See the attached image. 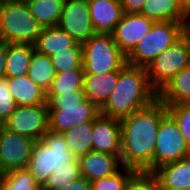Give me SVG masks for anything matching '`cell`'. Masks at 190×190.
Masks as SVG:
<instances>
[{
	"label": "cell",
	"mask_w": 190,
	"mask_h": 190,
	"mask_svg": "<svg viewBox=\"0 0 190 190\" xmlns=\"http://www.w3.org/2000/svg\"><path fill=\"white\" fill-rule=\"evenodd\" d=\"M3 172H2V170L0 169V187H1V182H2V179H3Z\"/></svg>",
	"instance_id": "b9f144b4"
},
{
	"label": "cell",
	"mask_w": 190,
	"mask_h": 190,
	"mask_svg": "<svg viewBox=\"0 0 190 190\" xmlns=\"http://www.w3.org/2000/svg\"><path fill=\"white\" fill-rule=\"evenodd\" d=\"M82 51L85 74L104 75L127 64V56L110 33H95L82 44Z\"/></svg>",
	"instance_id": "8992f818"
},
{
	"label": "cell",
	"mask_w": 190,
	"mask_h": 190,
	"mask_svg": "<svg viewBox=\"0 0 190 190\" xmlns=\"http://www.w3.org/2000/svg\"><path fill=\"white\" fill-rule=\"evenodd\" d=\"M125 190H161L153 172L136 171L128 180Z\"/></svg>",
	"instance_id": "d6a6232c"
},
{
	"label": "cell",
	"mask_w": 190,
	"mask_h": 190,
	"mask_svg": "<svg viewBox=\"0 0 190 190\" xmlns=\"http://www.w3.org/2000/svg\"><path fill=\"white\" fill-rule=\"evenodd\" d=\"M14 2H22V3H27V2H29V1H31V0H13Z\"/></svg>",
	"instance_id": "60d3db41"
},
{
	"label": "cell",
	"mask_w": 190,
	"mask_h": 190,
	"mask_svg": "<svg viewBox=\"0 0 190 190\" xmlns=\"http://www.w3.org/2000/svg\"><path fill=\"white\" fill-rule=\"evenodd\" d=\"M69 150L78 158L92 151L93 122L81 123L62 133Z\"/></svg>",
	"instance_id": "484cf974"
},
{
	"label": "cell",
	"mask_w": 190,
	"mask_h": 190,
	"mask_svg": "<svg viewBox=\"0 0 190 190\" xmlns=\"http://www.w3.org/2000/svg\"><path fill=\"white\" fill-rule=\"evenodd\" d=\"M3 126L35 141L41 140L49 131L48 104L17 106Z\"/></svg>",
	"instance_id": "30bf717a"
},
{
	"label": "cell",
	"mask_w": 190,
	"mask_h": 190,
	"mask_svg": "<svg viewBox=\"0 0 190 190\" xmlns=\"http://www.w3.org/2000/svg\"><path fill=\"white\" fill-rule=\"evenodd\" d=\"M161 189L190 190V155L160 166L153 172Z\"/></svg>",
	"instance_id": "e0dca14e"
},
{
	"label": "cell",
	"mask_w": 190,
	"mask_h": 190,
	"mask_svg": "<svg viewBox=\"0 0 190 190\" xmlns=\"http://www.w3.org/2000/svg\"><path fill=\"white\" fill-rule=\"evenodd\" d=\"M84 76V68L56 73L50 88L46 92V96H59L72 93V91L83 90Z\"/></svg>",
	"instance_id": "4316f807"
},
{
	"label": "cell",
	"mask_w": 190,
	"mask_h": 190,
	"mask_svg": "<svg viewBox=\"0 0 190 190\" xmlns=\"http://www.w3.org/2000/svg\"><path fill=\"white\" fill-rule=\"evenodd\" d=\"M49 110V131L63 133L81 123L93 122L100 108L85 97L83 90L59 96H46Z\"/></svg>",
	"instance_id": "3957f363"
},
{
	"label": "cell",
	"mask_w": 190,
	"mask_h": 190,
	"mask_svg": "<svg viewBox=\"0 0 190 190\" xmlns=\"http://www.w3.org/2000/svg\"><path fill=\"white\" fill-rule=\"evenodd\" d=\"M35 140L0 125V169L3 173L27 168Z\"/></svg>",
	"instance_id": "8fae6325"
},
{
	"label": "cell",
	"mask_w": 190,
	"mask_h": 190,
	"mask_svg": "<svg viewBox=\"0 0 190 190\" xmlns=\"http://www.w3.org/2000/svg\"><path fill=\"white\" fill-rule=\"evenodd\" d=\"M92 150L113 155L121 153L120 119L100 114L93 121Z\"/></svg>",
	"instance_id": "5bb4252c"
},
{
	"label": "cell",
	"mask_w": 190,
	"mask_h": 190,
	"mask_svg": "<svg viewBox=\"0 0 190 190\" xmlns=\"http://www.w3.org/2000/svg\"><path fill=\"white\" fill-rule=\"evenodd\" d=\"M187 22H154L149 32L127 55V64L146 68L160 53L187 32Z\"/></svg>",
	"instance_id": "5b68a950"
},
{
	"label": "cell",
	"mask_w": 190,
	"mask_h": 190,
	"mask_svg": "<svg viewBox=\"0 0 190 190\" xmlns=\"http://www.w3.org/2000/svg\"><path fill=\"white\" fill-rule=\"evenodd\" d=\"M136 172L132 168L123 166L111 176L91 182L95 190H125L129 178Z\"/></svg>",
	"instance_id": "4dcf8cb0"
},
{
	"label": "cell",
	"mask_w": 190,
	"mask_h": 190,
	"mask_svg": "<svg viewBox=\"0 0 190 190\" xmlns=\"http://www.w3.org/2000/svg\"><path fill=\"white\" fill-rule=\"evenodd\" d=\"M75 43L76 41L67 32L58 26H53L42 29L34 43V48L38 53L52 56L57 51L67 50Z\"/></svg>",
	"instance_id": "7402d4cb"
},
{
	"label": "cell",
	"mask_w": 190,
	"mask_h": 190,
	"mask_svg": "<svg viewBox=\"0 0 190 190\" xmlns=\"http://www.w3.org/2000/svg\"><path fill=\"white\" fill-rule=\"evenodd\" d=\"M7 43L0 44V79L6 77Z\"/></svg>",
	"instance_id": "8d00e7d4"
},
{
	"label": "cell",
	"mask_w": 190,
	"mask_h": 190,
	"mask_svg": "<svg viewBox=\"0 0 190 190\" xmlns=\"http://www.w3.org/2000/svg\"><path fill=\"white\" fill-rule=\"evenodd\" d=\"M11 1H13V0H0V5L6 4Z\"/></svg>",
	"instance_id": "ab89813d"
},
{
	"label": "cell",
	"mask_w": 190,
	"mask_h": 190,
	"mask_svg": "<svg viewBox=\"0 0 190 190\" xmlns=\"http://www.w3.org/2000/svg\"><path fill=\"white\" fill-rule=\"evenodd\" d=\"M190 66V33L160 53L145 69L152 88L158 93L182 69Z\"/></svg>",
	"instance_id": "ba28073f"
},
{
	"label": "cell",
	"mask_w": 190,
	"mask_h": 190,
	"mask_svg": "<svg viewBox=\"0 0 190 190\" xmlns=\"http://www.w3.org/2000/svg\"><path fill=\"white\" fill-rule=\"evenodd\" d=\"M119 70L104 75L85 74L83 92L85 97L101 108L116 88Z\"/></svg>",
	"instance_id": "ac0fdd59"
},
{
	"label": "cell",
	"mask_w": 190,
	"mask_h": 190,
	"mask_svg": "<svg viewBox=\"0 0 190 190\" xmlns=\"http://www.w3.org/2000/svg\"><path fill=\"white\" fill-rule=\"evenodd\" d=\"M91 187V182L87 181L84 177H80L74 182H71L67 184L65 187L60 188L58 190H90Z\"/></svg>",
	"instance_id": "d590c367"
},
{
	"label": "cell",
	"mask_w": 190,
	"mask_h": 190,
	"mask_svg": "<svg viewBox=\"0 0 190 190\" xmlns=\"http://www.w3.org/2000/svg\"><path fill=\"white\" fill-rule=\"evenodd\" d=\"M147 0H120L124 14H137L141 12Z\"/></svg>",
	"instance_id": "e575fe53"
},
{
	"label": "cell",
	"mask_w": 190,
	"mask_h": 190,
	"mask_svg": "<svg viewBox=\"0 0 190 190\" xmlns=\"http://www.w3.org/2000/svg\"><path fill=\"white\" fill-rule=\"evenodd\" d=\"M50 59L56 73L83 68L82 44L76 42L72 47L67 48V50L57 51L54 55L50 56Z\"/></svg>",
	"instance_id": "83f0119b"
},
{
	"label": "cell",
	"mask_w": 190,
	"mask_h": 190,
	"mask_svg": "<svg viewBox=\"0 0 190 190\" xmlns=\"http://www.w3.org/2000/svg\"><path fill=\"white\" fill-rule=\"evenodd\" d=\"M157 99L158 93L150 85L146 69L126 64L119 70L116 88L100 108V113L122 119L151 105Z\"/></svg>",
	"instance_id": "7a4b0ae2"
},
{
	"label": "cell",
	"mask_w": 190,
	"mask_h": 190,
	"mask_svg": "<svg viewBox=\"0 0 190 190\" xmlns=\"http://www.w3.org/2000/svg\"><path fill=\"white\" fill-rule=\"evenodd\" d=\"M81 176L79 162L63 164L57 167L41 186V190H58L74 182Z\"/></svg>",
	"instance_id": "f1b7e54d"
},
{
	"label": "cell",
	"mask_w": 190,
	"mask_h": 190,
	"mask_svg": "<svg viewBox=\"0 0 190 190\" xmlns=\"http://www.w3.org/2000/svg\"><path fill=\"white\" fill-rule=\"evenodd\" d=\"M65 0H31L27 6L42 28L57 26Z\"/></svg>",
	"instance_id": "cb8c5ba5"
},
{
	"label": "cell",
	"mask_w": 190,
	"mask_h": 190,
	"mask_svg": "<svg viewBox=\"0 0 190 190\" xmlns=\"http://www.w3.org/2000/svg\"><path fill=\"white\" fill-rule=\"evenodd\" d=\"M78 162L81 176L89 182L111 176L123 167L120 155L93 150L78 157Z\"/></svg>",
	"instance_id": "9a60e30c"
},
{
	"label": "cell",
	"mask_w": 190,
	"mask_h": 190,
	"mask_svg": "<svg viewBox=\"0 0 190 190\" xmlns=\"http://www.w3.org/2000/svg\"><path fill=\"white\" fill-rule=\"evenodd\" d=\"M88 6L95 33L112 34L124 15L120 0H88Z\"/></svg>",
	"instance_id": "2e32d148"
},
{
	"label": "cell",
	"mask_w": 190,
	"mask_h": 190,
	"mask_svg": "<svg viewBox=\"0 0 190 190\" xmlns=\"http://www.w3.org/2000/svg\"><path fill=\"white\" fill-rule=\"evenodd\" d=\"M154 21L137 14H124L112 35L120 50L127 56L149 32Z\"/></svg>",
	"instance_id": "4fadbf2b"
},
{
	"label": "cell",
	"mask_w": 190,
	"mask_h": 190,
	"mask_svg": "<svg viewBox=\"0 0 190 190\" xmlns=\"http://www.w3.org/2000/svg\"><path fill=\"white\" fill-rule=\"evenodd\" d=\"M8 86L7 77L0 79V125H4L17 108V103Z\"/></svg>",
	"instance_id": "836d02e7"
},
{
	"label": "cell",
	"mask_w": 190,
	"mask_h": 190,
	"mask_svg": "<svg viewBox=\"0 0 190 190\" xmlns=\"http://www.w3.org/2000/svg\"><path fill=\"white\" fill-rule=\"evenodd\" d=\"M42 29L26 3L11 1L0 5V36L3 42L34 44Z\"/></svg>",
	"instance_id": "52a82bcc"
},
{
	"label": "cell",
	"mask_w": 190,
	"mask_h": 190,
	"mask_svg": "<svg viewBox=\"0 0 190 190\" xmlns=\"http://www.w3.org/2000/svg\"><path fill=\"white\" fill-rule=\"evenodd\" d=\"M0 190H41V187L24 168L4 173Z\"/></svg>",
	"instance_id": "f546056e"
},
{
	"label": "cell",
	"mask_w": 190,
	"mask_h": 190,
	"mask_svg": "<svg viewBox=\"0 0 190 190\" xmlns=\"http://www.w3.org/2000/svg\"><path fill=\"white\" fill-rule=\"evenodd\" d=\"M34 51V44L31 43H7L6 77L28 74Z\"/></svg>",
	"instance_id": "603a6c76"
},
{
	"label": "cell",
	"mask_w": 190,
	"mask_h": 190,
	"mask_svg": "<svg viewBox=\"0 0 190 190\" xmlns=\"http://www.w3.org/2000/svg\"><path fill=\"white\" fill-rule=\"evenodd\" d=\"M167 107L159 100L120 119L122 165L136 171L154 172V150Z\"/></svg>",
	"instance_id": "6da1fadb"
},
{
	"label": "cell",
	"mask_w": 190,
	"mask_h": 190,
	"mask_svg": "<svg viewBox=\"0 0 190 190\" xmlns=\"http://www.w3.org/2000/svg\"><path fill=\"white\" fill-rule=\"evenodd\" d=\"M27 75L33 83L47 92L56 75L50 56L38 53L35 50L30 61Z\"/></svg>",
	"instance_id": "d4e9b609"
},
{
	"label": "cell",
	"mask_w": 190,
	"mask_h": 190,
	"mask_svg": "<svg viewBox=\"0 0 190 190\" xmlns=\"http://www.w3.org/2000/svg\"><path fill=\"white\" fill-rule=\"evenodd\" d=\"M153 20L187 22V10L179 0H147L139 13Z\"/></svg>",
	"instance_id": "ffe728a7"
},
{
	"label": "cell",
	"mask_w": 190,
	"mask_h": 190,
	"mask_svg": "<svg viewBox=\"0 0 190 190\" xmlns=\"http://www.w3.org/2000/svg\"><path fill=\"white\" fill-rule=\"evenodd\" d=\"M179 2L182 4V6L188 10L190 8V0H179Z\"/></svg>",
	"instance_id": "74e56055"
},
{
	"label": "cell",
	"mask_w": 190,
	"mask_h": 190,
	"mask_svg": "<svg viewBox=\"0 0 190 190\" xmlns=\"http://www.w3.org/2000/svg\"><path fill=\"white\" fill-rule=\"evenodd\" d=\"M187 28H190V8L187 10Z\"/></svg>",
	"instance_id": "f35d334b"
},
{
	"label": "cell",
	"mask_w": 190,
	"mask_h": 190,
	"mask_svg": "<svg viewBox=\"0 0 190 190\" xmlns=\"http://www.w3.org/2000/svg\"><path fill=\"white\" fill-rule=\"evenodd\" d=\"M190 155L179 126L168 113L161 121L154 150V171L162 165L178 161Z\"/></svg>",
	"instance_id": "9c48e42d"
},
{
	"label": "cell",
	"mask_w": 190,
	"mask_h": 190,
	"mask_svg": "<svg viewBox=\"0 0 190 190\" xmlns=\"http://www.w3.org/2000/svg\"><path fill=\"white\" fill-rule=\"evenodd\" d=\"M8 83L17 106L47 104L46 92L33 83L27 74L8 78Z\"/></svg>",
	"instance_id": "d6986e66"
},
{
	"label": "cell",
	"mask_w": 190,
	"mask_h": 190,
	"mask_svg": "<svg viewBox=\"0 0 190 190\" xmlns=\"http://www.w3.org/2000/svg\"><path fill=\"white\" fill-rule=\"evenodd\" d=\"M158 99L165 106L190 103V66L178 72L158 92Z\"/></svg>",
	"instance_id": "44dd1931"
},
{
	"label": "cell",
	"mask_w": 190,
	"mask_h": 190,
	"mask_svg": "<svg viewBox=\"0 0 190 190\" xmlns=\"http://www.w3.org/2000/svg\"><path fill=\"white\" fill-rule=\"evenodd\" d=\"M72 162H78V158L69 150L64 136L48 131L35 142L27 170L41 187L57 167Z\"/></svg>",
	"instance_id": "277c9868"
},
{
	"label": "cell",
	"mask_w": 190,
	"mask_h": 190,
	"mask_svg": "<svg viewBox=\"0 0 190 190\" xmlns=\"http://www.w3.org/2000/svg\"><path fill=\"white\" fill-rule=\"evenodd\" d=\"M166 107L168 113L177 122L181 134L190 147V103H181Z\"/></svg>",
	"instance_id": "1f68e13d"
},
{
	"label": "cell",
	"mask_w": 190,
	"mask_h": 190,
	"mask_svg": "<svg viewBox=\"0 0 190 190\" xmlns=\"http://www.w3.org/2000/svg\"><path fill=\"white\" fill-rule=\"evenodd\" d=\"M58 27L77 43L84 44L95 34L91 23L88 0H65Z\"/></svg>",
	"instance_id": "7c38bea8"
}]
</instances>
